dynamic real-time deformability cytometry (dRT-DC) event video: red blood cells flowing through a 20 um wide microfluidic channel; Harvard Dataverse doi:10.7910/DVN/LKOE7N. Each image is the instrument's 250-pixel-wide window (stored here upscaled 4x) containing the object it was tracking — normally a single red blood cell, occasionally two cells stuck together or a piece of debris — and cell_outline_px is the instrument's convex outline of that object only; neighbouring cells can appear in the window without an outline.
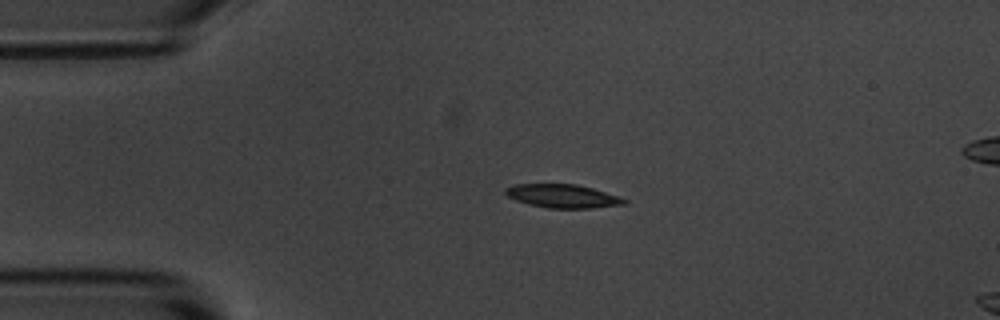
{"species": "common noctule bat (a hibernating species)", "species_latin": "Nyctalus noctula", "temperature_condition": "room temperature", "stored_images_in_passage": 3, "camera_frame_rate_fps": 3000, "um_per_image_px": 0.085, "animal": {"sex": "male", "body_mass_g": 20.1, "forearm_length_mm": 53.5}, "frame": {"image": 1, "passage_image": 1, "time_ms": 0.0, "image_size_px": [1000, 320], "cell_outline_px": [[628, 204], [592, 208], [548, 208], [528, 204], [516, 200], [508, 196], [504, 192], [504, 188], [512, 184], [576, 184], [592, 188], [620, 196], [628, 200]], "centroid_in_image_um": [47.84, 16.66], "position_along_channel_um": 37.2, "area_um2": 16.42}}